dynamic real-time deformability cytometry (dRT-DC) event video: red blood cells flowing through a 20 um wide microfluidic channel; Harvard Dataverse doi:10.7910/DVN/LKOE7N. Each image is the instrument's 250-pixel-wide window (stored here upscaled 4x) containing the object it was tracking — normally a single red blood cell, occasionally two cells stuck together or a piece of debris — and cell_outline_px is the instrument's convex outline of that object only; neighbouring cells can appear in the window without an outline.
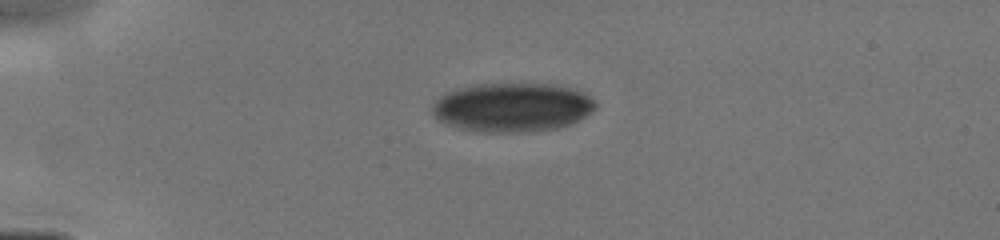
{"species": "human", "species_latin": "Homo sapiens", "temperature_condition": "cold", "stored_images_in_passage": 15, "camera_frame_rate_fps": 3000, "um_per_image_px": 0.085, "donor": {"sex": "male"}, "frame": {"image": 1, "passage_image": 1, "time_ms": 0.0, "image_size_px": [1000, 240], "cell_outline_px": [[596, 108], [592, 112], [580, 120], [556, 128], [508, 132], [484, 132], [464, 128], [448, 124], [440, 120], [432, 112], [432, 104], [440, 96], [456, 88], [480, 84], [548, 84], [572, 88], [588, 92], [596, 100]], "centroid_in_image_um": [43.6, 9.1], "position_along_channel_um": 41.4, "area_um2": 46.36}}
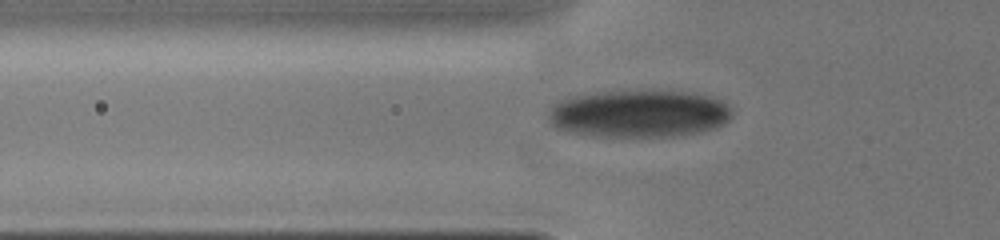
{"frame": {"image": 2, "passage_image": 7, "time_ms": 1.667, "image_size_px": [1000, 240], "cell_outline_px": [[732, 112], [728, 120], [724, 124], [700, 132], [672, 136], [592, 136], [568, 132], [556, 128], [548, 120], [548, 116], [552, 108], [560, 100], [568, 96], [596, 92], [692, 92], [712, 96], [724, 104]], "centroid_in_image_um": [54.27, 9.67], "position_along_channel_um": 71.5, "area_um2": 50.23}}
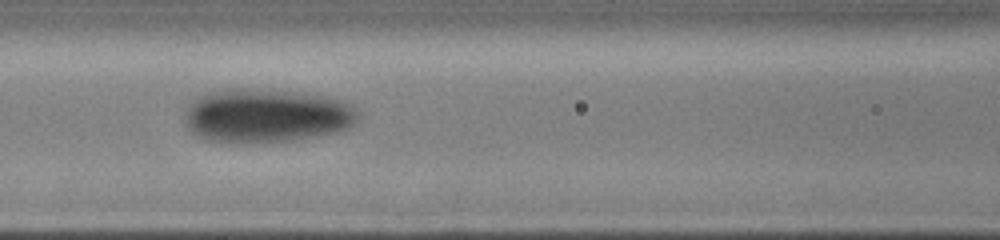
{"frame": {"image": 3, "passage_image": 14, "time_ms": 3.333, "image_size_px": [1000, 240], "cell_outline_px": [[360, 112], [356, 120], [348, 128], [336, 132], [292, 140], [232, 144], [208, 140], [192, 132], [188, 128], [188, 104], [196, 96], [208, 92], [228, 88], [244, 88], [304, 92], [324, 96], [340, 100], [352, 104]], "centroid_in_image_um": [22.65, 9.82], "position_along_channel_um": 143.9, "area_um2": 54.56}}